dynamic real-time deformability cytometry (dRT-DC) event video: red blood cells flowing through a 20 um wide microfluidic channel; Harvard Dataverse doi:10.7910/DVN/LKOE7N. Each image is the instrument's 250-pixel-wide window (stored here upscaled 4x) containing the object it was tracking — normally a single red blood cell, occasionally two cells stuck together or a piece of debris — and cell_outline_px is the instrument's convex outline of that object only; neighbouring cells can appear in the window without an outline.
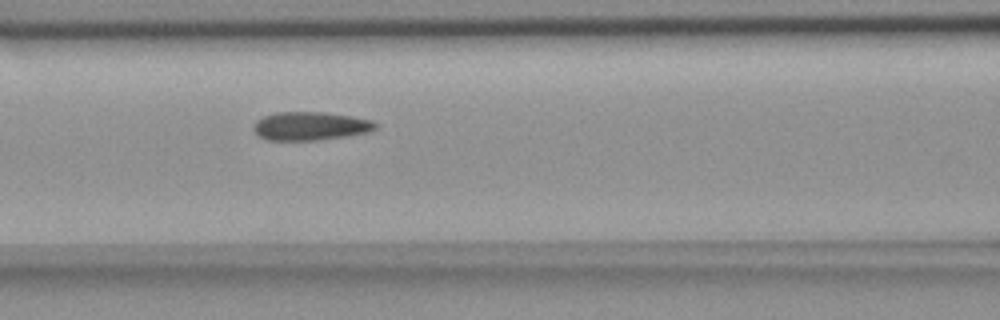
{"species": "common noctule bat (a hibernating species)", "species_latin": "Nyctalus noctula", "temperature_condition": "room temperature", "stored_images_in_passage": 6, "camera_frame_rate_fps": 3000, "um_per_image_px": 0.085, "animal": {"sex": "female", "body_mass_g": 18.4}, "frame": {"image": 1, "passage_image": 6, "time_ms": 6.667, "image_size_px": [1000, 320], "cell_outline_px": [[376, 128], [372, 132], [348, 136], [316, 140], [268, 140], [256, 136], [252, 128], [252, 124], [256, 120], [264, 116], [276, 112], [324, 112], [352, 116], [372, 120], [376, 124]], "centroid_in_image_um": [26.35, 10.72], "position_along_channel_um": 140.2, "area_um2": 20.52}}